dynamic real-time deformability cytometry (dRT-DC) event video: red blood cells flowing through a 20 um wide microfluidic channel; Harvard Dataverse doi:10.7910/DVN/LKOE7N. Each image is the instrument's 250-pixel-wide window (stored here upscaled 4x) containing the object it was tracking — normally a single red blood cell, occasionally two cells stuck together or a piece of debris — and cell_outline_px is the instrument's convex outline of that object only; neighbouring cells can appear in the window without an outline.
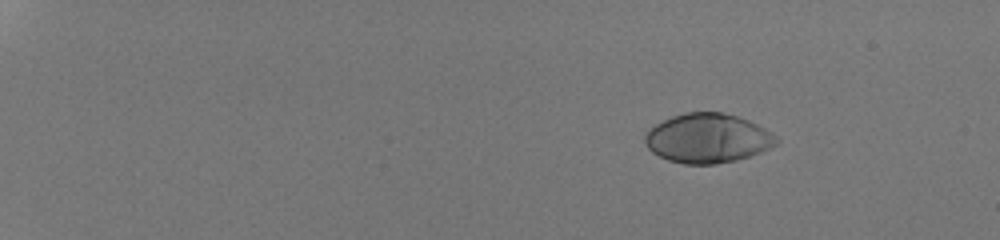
{"species": "human", "species_latin": "Homo sapiens", "temperature_condition": "room temperature", "stored_images_in_passage": 45, "camera_frame_rate_fps": 3000, "um_per_image_px": 0.085, "donor": {"sex": "male"}, "frame": {"image": 1, "passage_image": 1, "time_ms": 0.0, "image_size_px": [1000, 240], "cell_outline_px": [[780, 140], [776, 144], [760, 152], [736, 160], [716, 164], [684, 164], [668, 160], [652, 152], [644, 144], [644, 136], [656, 124], [672, 116], [684, 112], [724, 112], [748, 120], [772, 132]], "centroid_in_image_um": [60.14, 11.75], "position_along_channel_um": 24.9, "area_um2": 37.69}}
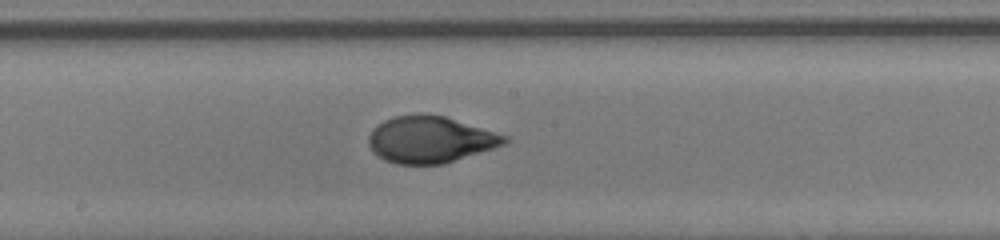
{"frame": {"image": 2, "passage_image": 26, "time_ms": 8.333, "image_size_px": [1000, 240], "cell_outline_px": [[512, 140], [504, 144], [444, 164], [396, 164], [384, 160], [372, 152], [368, 144], [368, 136], [372, 128], [384, 120], [392, 116], [424, 112], [444, 116], [508, 136]], "centroid_in_image_um": [36.52, 11.85], "position_along_channel_um": 211.7, "area_um2": 37.22}}
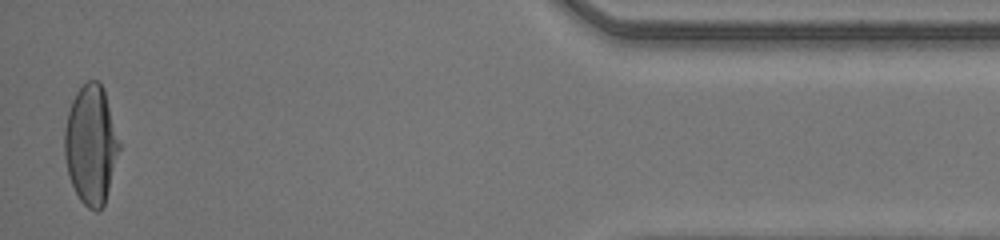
{"frame": {"image": 3, "passage_image": 45, "time_ms": 14.667, "image_size_px": [1000, 240], "cell_outline_px": [[120, 148], [104, 204], [100, 212], [96, 212], [88, 208], [80, 200], [68, 176], [64, 156], [64, 128], [68, 112], [72, 100], [76, 92], [88, 80], [100, 80], [104, 92], [120, 144]], "centroid_in_image_um": [7.71, 12.32], "position_along_channel_um": 427.5, "area_um2": 37.69}, "authors_computed_cell_mechanics": {"area_um2": 37.4544, "velocity_mm_per_s": 4.246, "shape_relaxation_time_tau1_ms": 5.6214, "shape_relaxation_time_tau2_ms": null, "deformation_change_tau1": 0.268, "deformation_change_tau2": null}}